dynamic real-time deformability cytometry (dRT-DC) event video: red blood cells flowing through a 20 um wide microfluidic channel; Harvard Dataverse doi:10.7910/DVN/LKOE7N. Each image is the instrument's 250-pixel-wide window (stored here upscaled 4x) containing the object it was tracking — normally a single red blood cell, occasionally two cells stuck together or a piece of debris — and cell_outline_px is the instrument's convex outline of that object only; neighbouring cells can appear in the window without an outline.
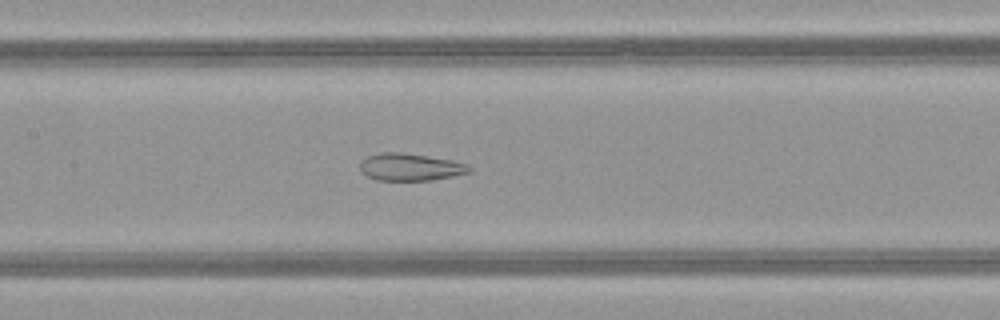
{"species": "common noctule bat (a hibernating species)", "species_latin": "Nyctalus noctula", "temperature_condition": "warm", "stored_images_in_passage": 51, "camera_frame_rate_fps": 3000, "um_per_image_px": 0.085, "animal": {"sex": "female", "body_mass_g": 21.9}, "frame": {"image": 1, "passage_image": 25, "time_ms": 8.0, "image_size_px": [1000, 320], "cell_outline_px": [[472, 172], [432, 180], [376, 180], [360, 172], [360, 160], [368, 156], [380, 152], [404, 152], [452, 160], [468, 164], [472, 168]], "centroid_in_image_um": [34.87, 14.19], "position_along_channel_um": 172.5, "area_um2": 17.57}}
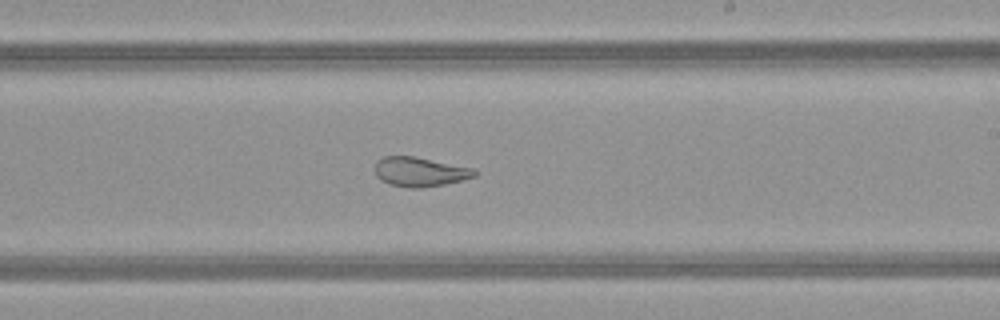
{"frame": {"image": 2, "passage_image": 31, "time_ms": 10.0, "image_size_px": [1000, 320], "cell_outline_px": [[476, 176], [464, 180], [444, 184], [420, 188], [408, 188], [388, 184], [380, 180], [376, 176], [376, 160], [384, 156], [416, 156], [476, 168]], "centroid_in_image_um": [35.71, 14.6], "position_along_channel_um": 253.3, "area_um2": 17.4}}
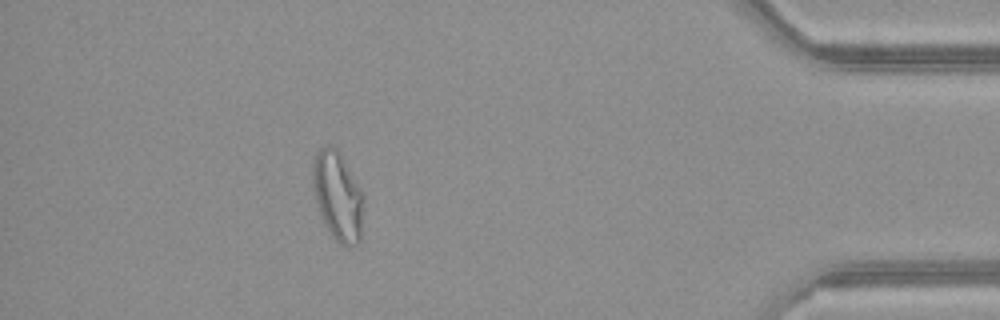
{"frame": {"image": 3, "passage_image": 46, "time_ms": 15.0, "image_size_px": [1000, 320], "cell_outline_px": [[364, 200], [360, 244], [348, 248], [340, 244], [332, 236], [320, 212], [316, 200], [312, 184], [312, 160], [316, 152], [320, 148], [328, 144], [332, 144], [340, 152], [360, 188], [364, 196]], "centroid_in_image_um": [28.72, 16.65], "position_along_channel_um": 406.5, "area_um2": 26.65}, "authors_computed_cell_mechanics": {"area_um2": 25.0274, "velocity_mm_per_s": 4.0569, "shape_relaxation_time_tau1_ms": null, "shape_relaxation_time_tau2_ms": 1.3378, "deformation_change_tau1": null, "deformation_change_tau2": 0.0889}}